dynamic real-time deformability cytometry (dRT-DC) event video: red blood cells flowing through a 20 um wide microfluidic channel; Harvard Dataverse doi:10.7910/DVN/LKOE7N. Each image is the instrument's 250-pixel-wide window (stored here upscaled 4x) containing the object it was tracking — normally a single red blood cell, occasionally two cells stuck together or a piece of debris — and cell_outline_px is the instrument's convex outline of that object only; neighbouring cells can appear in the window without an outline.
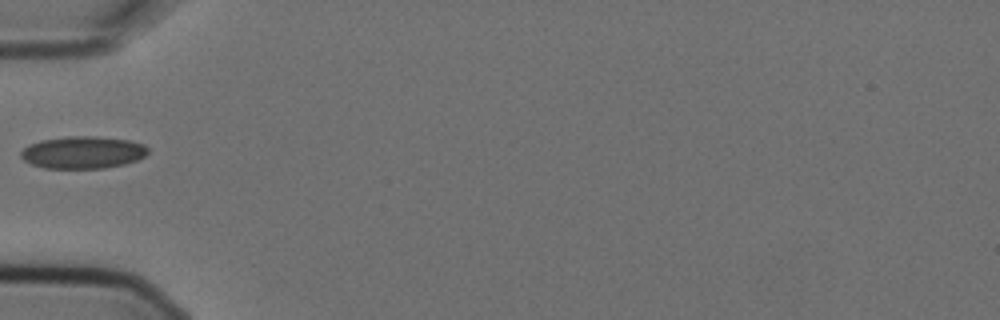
{"species": "Egyptian fruit bat (a non-hibernating species)", "species_latin": "Rousettus aegyptiacus", "temperature_condition": "cold", "stored_images_in_passage": 5, "camera_frame_rate_fps": 3000, "um_per_image_px": 0.085, "animal": {"sex": "female"}, "frame": {"image": 1, "passage_image": 1, "time_ms": 0.0, "image_size_px": [1000, 320], "cell_outline_px": [[148, 152], [144, 156], [136, 160], [124, 164], [104, 168], [44, 168], [32, 164], [24, 160], [20, 156], [20, 152], [28, 144], [40, 140], [64, 136], [96, 136], [128, 140], [144, 144], [148, 148]], "centroid_in_image_um": [7.02, 12.94], "position_along_channel_um": 78.0, "area_um2": 23.99}}
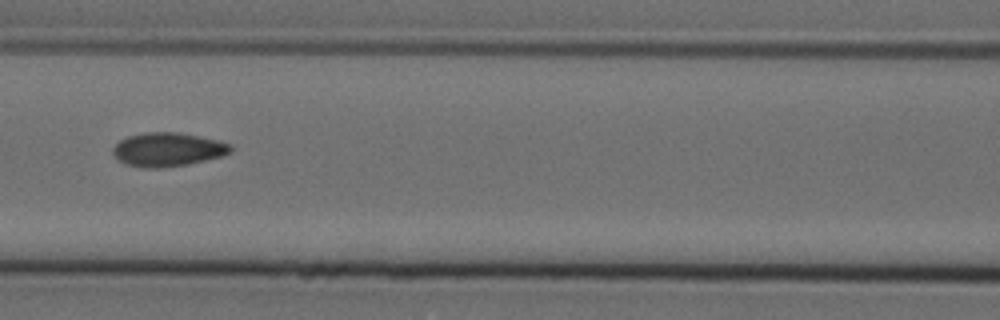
{"frame": {"image": 2, "passage_image": 3, "time_ms": 0.667, "image_size_px": [1000, 320], "cell_outline_px": [[232, 152], [220, 156], [188, 164], [160, 168], [144, 168], [124, 164], [112, 152], [112, 148], [120, 140], [128, 136], [148, 132], [176, 132], [216, 140], [232, 144]], "centroid_in_image_um": [14.24, 12.71], "position_along_channel_um": 152.4, "area_um2": 22.95}}
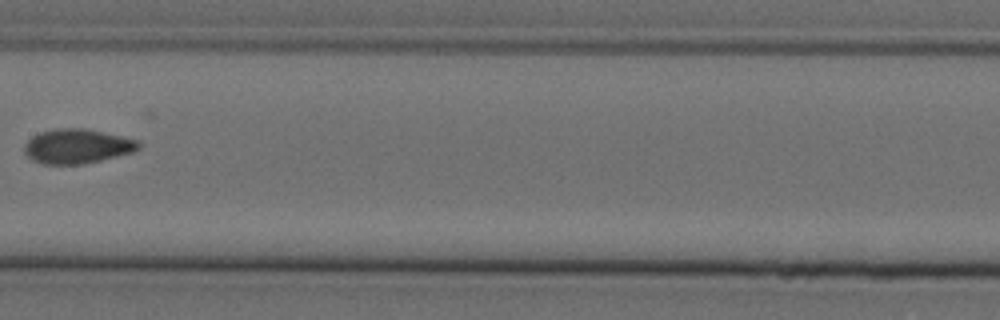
{"frame": {"image": 3, "passage_image": 4, "time_ms": 1.0, "image_size_px": [1000, 320], "cell_outline_px": [[140, 148], [132, 152], [84, 164], [44, 164], [32, 160], [24, 152], [24, 144], [32, 136], [40, 132], [60, 128], [84, 128], [140, 140]], "centroid_in_image_um": [6.55, 12.43], "position_along_channel_um": 200.8, "area_um2": 22.89}}